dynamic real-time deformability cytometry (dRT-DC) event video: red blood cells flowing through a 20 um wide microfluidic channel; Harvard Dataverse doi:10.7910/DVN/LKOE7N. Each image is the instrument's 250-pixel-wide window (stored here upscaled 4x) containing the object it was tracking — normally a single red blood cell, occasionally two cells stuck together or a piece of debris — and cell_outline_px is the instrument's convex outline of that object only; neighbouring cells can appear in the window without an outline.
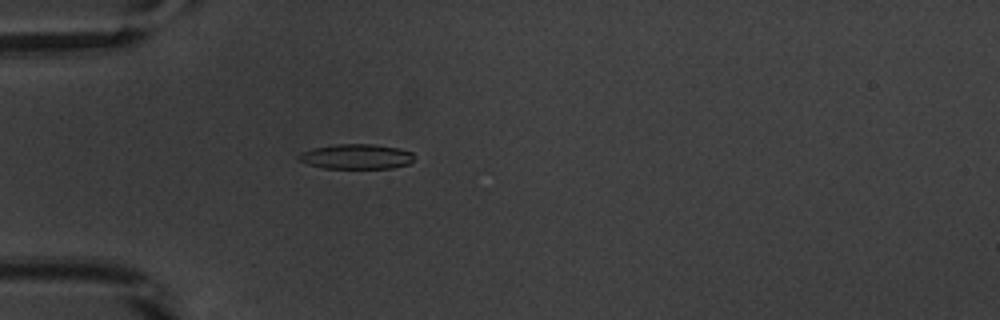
{"species": "common noctule bat (a hibernating species)", "species_latin": "Nyctalus noctula", "temperature_condition": "warm", "stored_images_in_passage": 38, "camera_frame_rate_fps": 3000, "um_per_image_px": 0.085, "animal": {"sex": "male", "body_mass_g": 20.1, "forearm_length_mm": 53.5}, "frame": {"image": 1, "passage_image": 1, "time_ms": 0.0, "image_size_px": [1000, 320], "cell_outline_px": [[412, 160], [408, 164], [392, 168], [324, 168], [308, 164], [296, 160], [296, 156], [300, 152], [312, 148], [336, 144], [372, 144], [400, 148], [412, 152]], "centroid_in_image_um": [30.23, 13.3], "position_along_channel_um": 54.8, "area_um2": 16.88}}
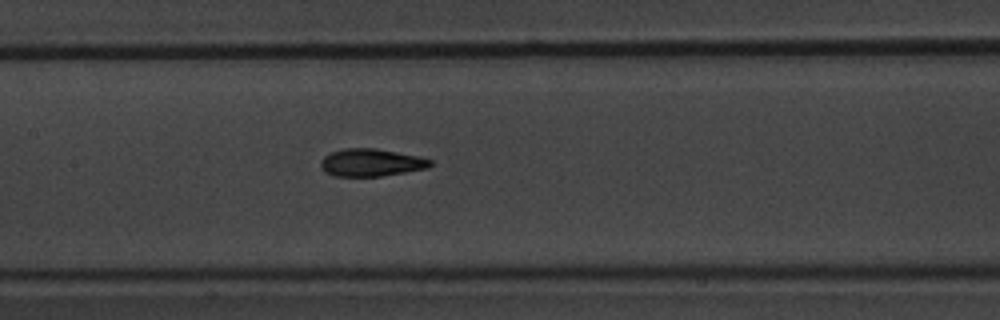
{"frame": {"image": 2, "passage_image": 11, "time_ms": 3.333, "image_size_px": [1000, 320], "cell_outline_px": [[432, 164], [428, 168], [380, 176], [336, 176], [324, 172], [320, 168], [320, 160], [324, 156], [332, 152], [344, 148], [376, 148], [416, 156], [432, 160]], "centroid_in_image_um": [31.5, 13.82], "position_along_channel_um": 175.9, "area_um2": 17.51}}
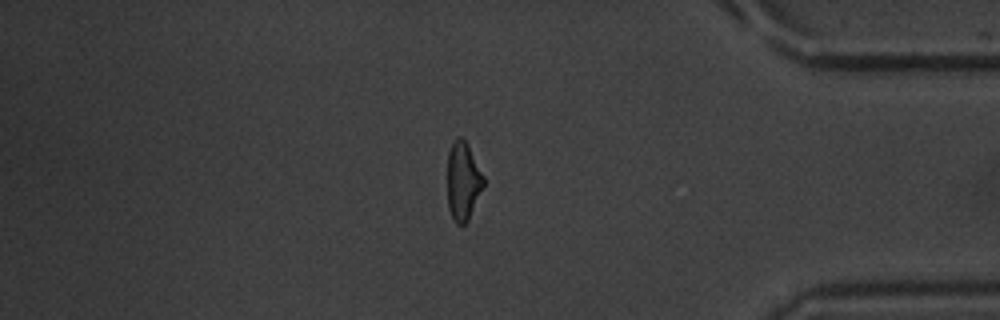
{"frame": {"image": 3, "passage_image": 30, "time_ms": 9.667, "image_size_px": [1000, 320], "cell_outline_px": [[484, 184], [468, 220], [464, 224], [456, 224], [448, 208], [448, 152], [456, 136], [460, 136], [468, 144], [484, 176]], "centroid_in_image_um": [39.35, 15.37], "position_along_channel_um": 395.8, "area_um2": 16.36}, "authors_computed_cell_mechanics": {"area_um2": 17.5134, "velocity_mm_per_s": 3.8827, "shape_relaxation_time_tau1_ms": 3.1382, "shape_relaxation_time_tau2_ms": 2.3269, "deformation_change_tau1": 0.1495, "deformation_change_tau2": 0.0977}}